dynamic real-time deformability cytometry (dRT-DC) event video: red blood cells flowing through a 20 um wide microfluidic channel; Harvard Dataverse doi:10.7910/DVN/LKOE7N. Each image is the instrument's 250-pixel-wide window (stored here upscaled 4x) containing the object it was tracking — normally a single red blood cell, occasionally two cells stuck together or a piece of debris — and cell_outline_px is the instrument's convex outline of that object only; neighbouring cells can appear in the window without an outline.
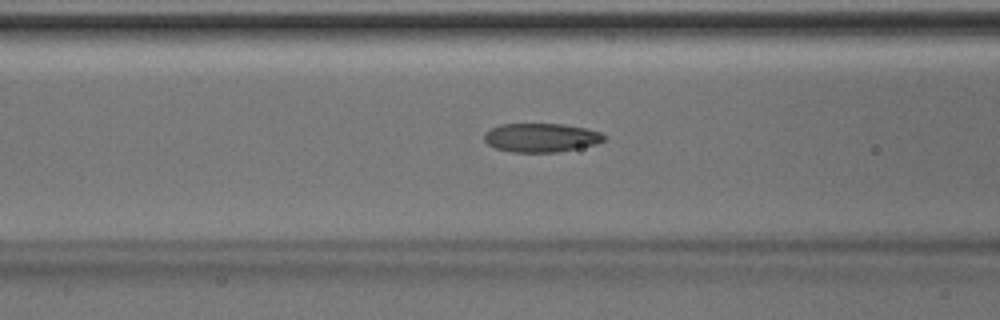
{"species": "Egyptian fruit bat (a non-hibernating species)", "species_latin": "Rousettus aegyptiacus", "temperature_condition": "room temperature", "stored_images_in_passage": 13, "camera_frame_rate_fps": 3000, "um_per_image_px": 0.085, "animal": {"sex": "male"}, "frame": {"image": 1, "passage_image": 11, "time_ms": 3.333, "image_size_px": [1000, 320], "cell_outline_px": [[604, 140], [596, 144], [560, 152], [512, 152], [496, 148], [488, 144], [484, 140], [484, 132], [500, 124], [564, 124], [588, 128], [600, 132], [604, 136]], "centroid_in_image_um": [45.99, 11.69], "position_along_channel_um": 120.6, "area_um2": 20.17}}